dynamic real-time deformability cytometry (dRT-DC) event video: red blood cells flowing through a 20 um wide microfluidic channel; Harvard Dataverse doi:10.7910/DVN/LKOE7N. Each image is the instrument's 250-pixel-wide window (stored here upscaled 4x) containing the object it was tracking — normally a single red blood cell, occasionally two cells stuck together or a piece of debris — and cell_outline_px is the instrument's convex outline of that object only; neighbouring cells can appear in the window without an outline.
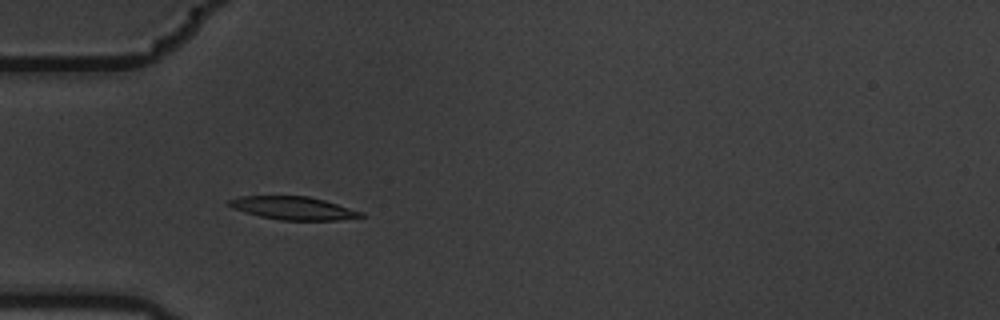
{"species": "common noctule bat (a hibernating species)", "species_latin": "Nyctalus noctula", "temperature_condition": "warm", "stored_images_in_passage": 6, "camera_frame_rate_fps": 3000, "um_per_image_px": 0.085, "animal": {"sex": "male", "body_mass_g": 19.5, "forearm_length_mm": 54.6}, "frame": {"image": 1, "passage_image": 5, "time_ms": 1.333, "image_size_px": [1000, 320], "cell_outline_px": [[364, 216], [336, 220], [280, 220], [260, 216], [244, 212], [232, 208], [228, 204], [228, 200], [240, 196], [308, 196], [324, 200], [364, 212]], "centroid_in_image_um": [24.91, 17.69], "position_along_channel_um": 60.1, "area_um2": 17.63}}
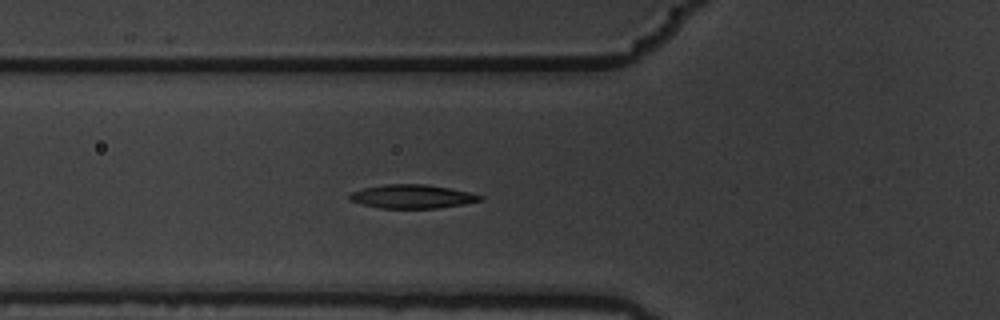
{"frame": {"image": 2, "passage_image": 6, "time_ms": 1.667, "image_size_px": [1000, 320], "cell_outline_px": [[484, 200], [464, 204], [440, 208], [380, 208], [348, 200], [348, 196], [352, 192], [364, 188], [384, 184], [428, 184], [468, 192], [484, 196]], "centroid_in_image_um": [35.06, 16.7], "position_along_channel_um": 90.7, "area_um2": 18.03}}